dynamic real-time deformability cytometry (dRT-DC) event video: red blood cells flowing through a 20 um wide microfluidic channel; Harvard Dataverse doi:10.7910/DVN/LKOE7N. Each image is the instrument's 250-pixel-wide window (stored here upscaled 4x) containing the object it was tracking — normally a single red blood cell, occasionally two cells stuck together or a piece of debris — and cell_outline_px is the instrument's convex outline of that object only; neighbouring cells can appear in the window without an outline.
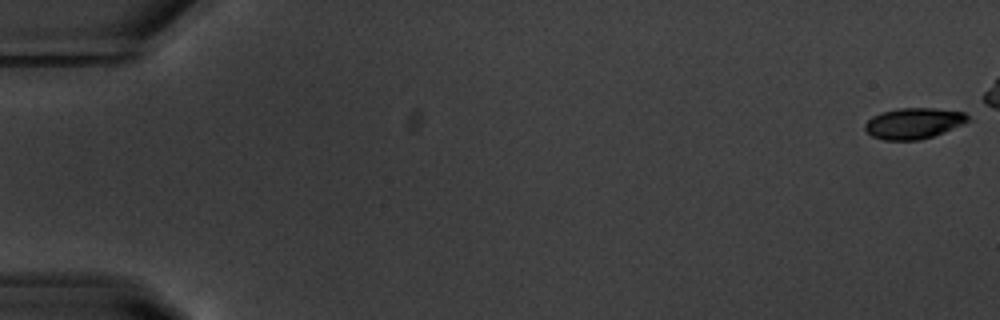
{"species": "common noctule bat (a hibernating species)", "species_latin": "Nyctalus noctula", "temperature_condition": "warm", "stored_images_in_passage": 17, "camera_frame_rate_fps": 3000, "um_per_image_px": 0.085, "animal": {"sex": "male", "body_mass_g": 20.1, "forearm_length_mm": 53.5}, "frame": {"image": 1, "passage_image": 1, "time_ms": 0.0, "image_size_px": [1000, 320], "cell_outline_px": [[972, 120], [964, 124], [944, 132], [920, 140], [884, 140], [872, 136], [864, 128], [864, 124], [872, 116], [880, 112], [900, 108], [932, 108], [964, 112]], "centroid_in_image_um": [77.67, 10.48], "position_along_channel_um": 7.3, "area_um2": 18.61}}